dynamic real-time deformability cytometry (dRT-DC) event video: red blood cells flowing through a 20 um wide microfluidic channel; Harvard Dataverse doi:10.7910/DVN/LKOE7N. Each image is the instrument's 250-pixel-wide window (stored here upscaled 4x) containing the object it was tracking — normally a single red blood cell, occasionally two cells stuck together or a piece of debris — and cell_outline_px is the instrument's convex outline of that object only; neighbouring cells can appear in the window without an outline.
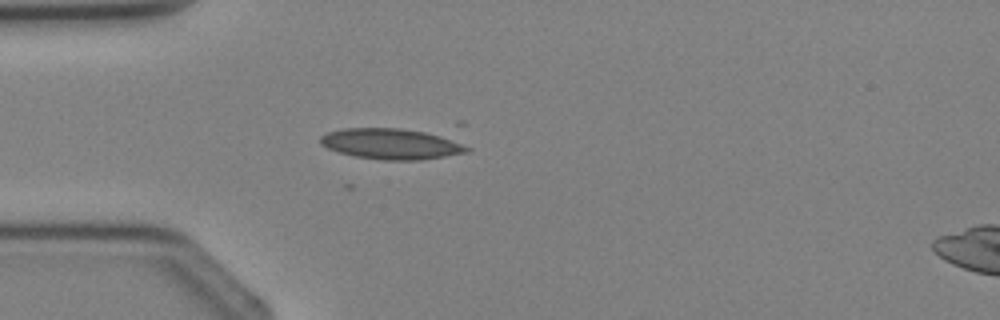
{"species": "Egyptian fruit bat (a non-hibernating species)", "species_latin": "Rousettus aegyptiacus", "temperature_condition": "cold", "stored_images_in_passage": 3, "camera_frame_rate_fps": 3000, "um_per_image_px": 0.085, "animal": {"sex": "female"}, "frame": {"image": 1, "passage_image": 2, "time_ms": 1.333, "image_size_px": [1000, 320], "cell_outline_px": [[472, 148], [468, 152], [424, 160], [384, 160], [356, 156], [340, 152], [328, 148], [320, 144], [320, 136], [328, 132], [344, 128], [400, 128], [424, 132], [440, 136]], "centroid_in_image_um": [33.23, 12.23], "position_along_channel_um": 51.8, "area_um2": 25.95}}